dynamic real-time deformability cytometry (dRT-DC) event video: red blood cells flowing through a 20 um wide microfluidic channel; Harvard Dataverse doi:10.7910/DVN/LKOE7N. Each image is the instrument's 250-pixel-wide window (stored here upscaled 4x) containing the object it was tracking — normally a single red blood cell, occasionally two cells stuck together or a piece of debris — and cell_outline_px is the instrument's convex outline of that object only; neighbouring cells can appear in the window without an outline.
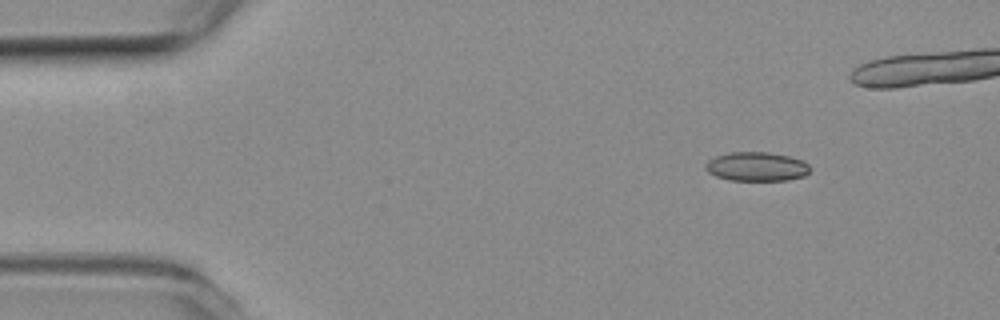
{"species": "common noctule bat (a hibernating species)", "species_latin": "Nyctalus noctula", "temperature_condition": "room temperature", "stored_images_in_passage": 4, "camera_frame_rate_fps": 3000, "um_per_image_px": 0.085, "animal": {"sex": "female", "body_mass_g": 19.3, "forearm_length_mm": 54.1}, "frame": {"image": 1, "passage_image": 1, "time_ms": 0.0, "image_size_px": [1000, 320], "cell_outline_px": [[808, 172], [804, 176], [788, 180], [728, 180], [716, 176], [708, 172], [704, 168], [704, 164], [708, 160], [716, 156], [728, 152], [768, 152], [788, 156], [804, 160], [808, 164]], "centroid_in_image_um": [64.28, 14.15], "position_along_channel_um": 20.7, "area_um2": 17.74}}